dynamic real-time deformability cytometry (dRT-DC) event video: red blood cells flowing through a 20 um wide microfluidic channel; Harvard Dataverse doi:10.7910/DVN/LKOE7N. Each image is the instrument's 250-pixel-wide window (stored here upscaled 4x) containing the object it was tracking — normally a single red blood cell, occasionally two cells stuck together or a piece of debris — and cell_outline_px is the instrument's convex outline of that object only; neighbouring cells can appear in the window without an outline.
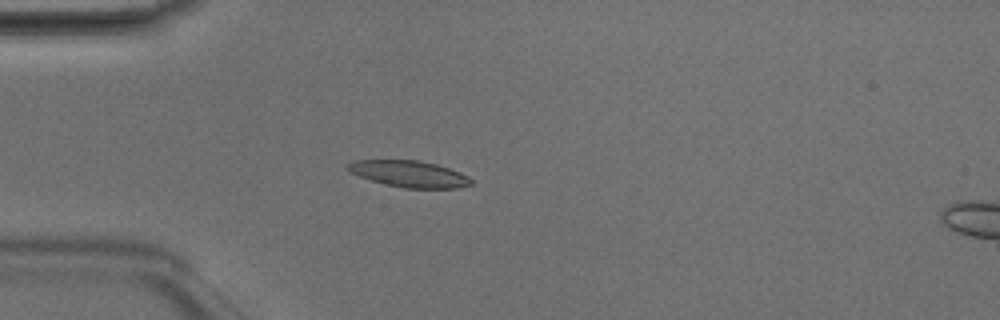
{"species": "Egyptian fruit bat (a non-hibernating species)", "species_latin": "Rousettus aegyptiacus", "temperature_condition": "room temperature", "stored_images_in_passage": 3, "camera_frame_rate_fps": 3000, "um_per_image_px": 0.085, "animal": {"sex": "male"}, "frame": {"image": 1, "passage_image": 3, "time_ms": 0.667, "image_size_px": [1000, 320], "cell_outline_px": [[472, 184], [456, 188], [404, 188], [372, 180], [348, 172], [344, 168], [344, 164], [356, 160], [420, 160], [436, 164], [460, 172], [468, 176], [472, 180]], "centroid_in_image_um": [34.74, 14.77], "position_along_channel_um": 50.3, "area_um2": 19.02}}